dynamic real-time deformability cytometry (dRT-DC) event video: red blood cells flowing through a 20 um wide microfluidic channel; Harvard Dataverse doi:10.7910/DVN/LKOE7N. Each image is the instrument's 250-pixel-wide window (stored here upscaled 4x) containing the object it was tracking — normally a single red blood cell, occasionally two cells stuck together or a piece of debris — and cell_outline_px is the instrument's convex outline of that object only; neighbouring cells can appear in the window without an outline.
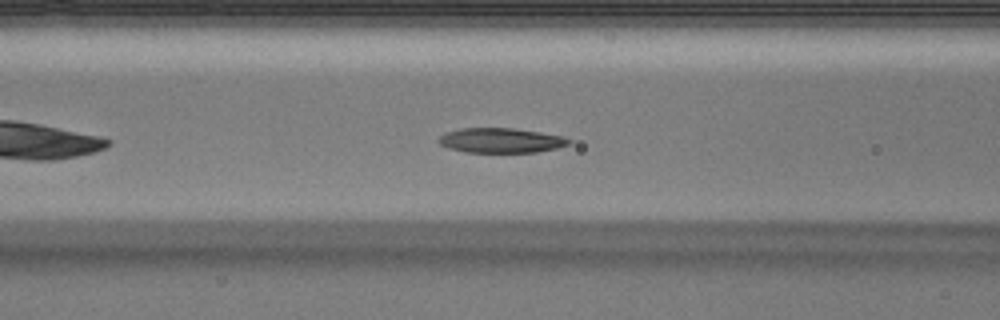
{"species": "Egyptian fruit bat (a non-hibernating species)", "species_latin": "Rousettus aegyptiacus", "temperature_condition": "warm", "stored_images_in_passage": 40, "camera_frame_rate_fps": 3000, "um_per_image_px": 0.085, "animal": {"sex": "male"}, "frame": {"image": 1, "passage_image": 9, "time_ms": 2.667, "image_size_px": [1000, 320], "cell_outline_px": [[572, 140], [568, 144], [556, 148], [536, 152], [464, 152], [448, 148], [440, 144], [436, 140], [444, 132], [460, 128], [512, 128], [540, 132], [564, 136]], "centroid_in_image_um": [42.54, 11.93], "position_along_channel_um": 124.1, "area_um2": 18.9}}
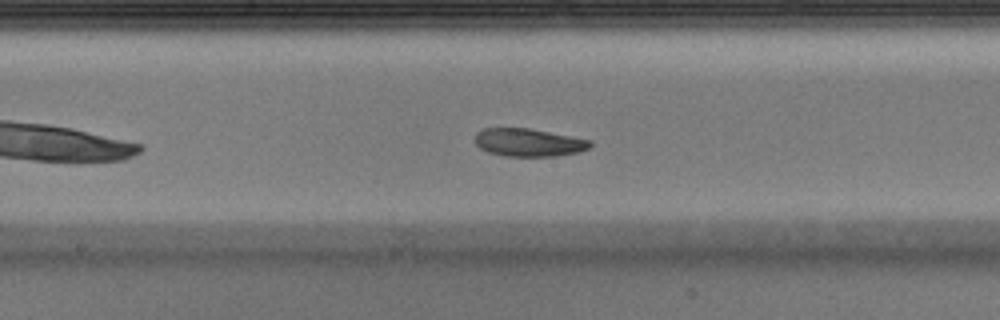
{"frame": {"image": 2, "passage_image": 15, "time_ms": 4.667, "image_size_px": [1000, 320], "cell_outline_px": [[592, 144], [588, 148], [576, 152], [556, 156], [504, 156], [488, 152], [480, 148], [476, 144], [476, 132], [484, 128], [528, 128], [592, 140]], "centroid_in_image_um": [44.92, 12.11], "position_along_channel_um": 203.3, "area_um2": 18.61}}
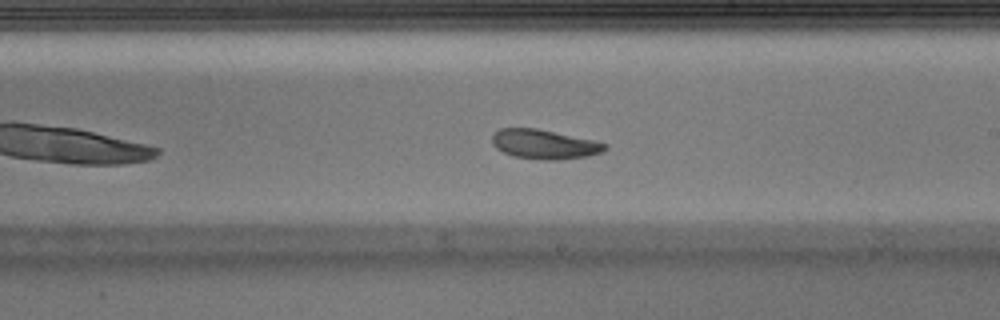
{"frame": {"image": 3, "passage_image": 18, "time_ms": 5.667, "image_size_px": [1000, 320], "cell_outline_px": [[608, 148], [604, 152], [588, 156], [560, 160], [540, 160], [512, 156], [496, 148], [492, 144], [492, 136], [500, 128], [536, 128], [592, 140], [608, 144]], "centroid_in_image_um": [46.28, 12.28], "position_along_channel_um": 242.7, "area_um2": 19.42}, "authors_computed_cell_mechanics": {"area_um2": 20.0566, "velocity_mm_per_s": 3.9594, "shape_relaxation_time_tau1_ms": 3.6864, "shape_relaxation_time_tau2_ms": 7.7905, "deformation_change_tau1": 0.1462, "deformation_change_tau2": 0.1538}}